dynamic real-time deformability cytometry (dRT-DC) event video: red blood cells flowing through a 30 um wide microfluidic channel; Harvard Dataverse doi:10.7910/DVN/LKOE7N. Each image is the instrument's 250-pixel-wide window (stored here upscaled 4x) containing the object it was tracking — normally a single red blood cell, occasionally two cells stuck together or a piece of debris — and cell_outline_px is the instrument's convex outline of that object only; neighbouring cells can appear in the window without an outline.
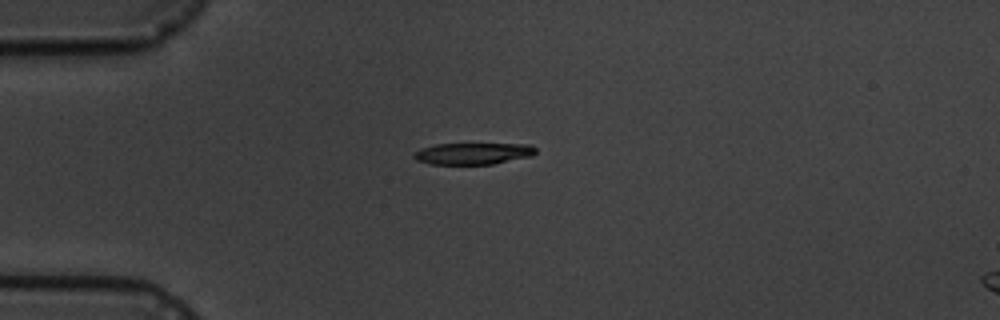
{"species": "common noctule bat (a hibernating species)", "species_latin": "Nyctalus noctula", "temperature_condition": "cold", "stored_images_in_passage": 5, "camera_frame_rate_fps": 3000, "um_per_image_px": 0.085, "animal": {"sex": "male", "body_mass_g": 19.5, "forearm_length_mm": 54.6}, "frame": {"image": 1, "passage_image": 5, "time_ms": 4.667, "image_size_px": [1000, 320], "cell_outline_px": [[536, 152], [532, 156], [492, 164], [432, 164], [416, 160], [412, 156], [420, 148], [436, 144], [532, 144], [536, 148]], "centroid_in_image_um": [40.23, 13.05], "position_along_channel_um": 44.8, "area_um2": 15.32}}